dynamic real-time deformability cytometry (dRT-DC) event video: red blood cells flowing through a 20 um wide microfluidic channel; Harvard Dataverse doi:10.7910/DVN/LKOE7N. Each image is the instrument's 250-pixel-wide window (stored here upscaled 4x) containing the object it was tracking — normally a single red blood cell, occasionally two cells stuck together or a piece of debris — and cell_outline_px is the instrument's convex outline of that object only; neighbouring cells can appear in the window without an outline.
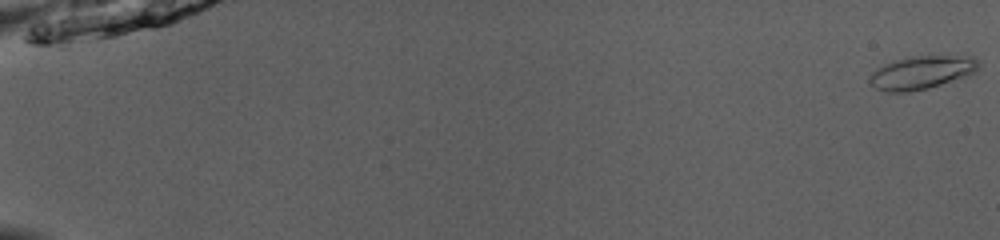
{"species": "common noctule bat (a hibernating species)", "species_latin": "Nyctalus noctula", "temperature_condition": "room temperature", "stored_images_in_passage": 53, "camera_frame_rate_fps": 3000, "um_per_image_px": 0.085, "animal": {"sex": "male", "body_mass_g": 13.0, "forearm_length_mm": 53.1}, "frame": {"image": 1, "passage_image": 1, "time_ms": 0.0, "image_size_px": [1000, 240], "cell_outline_px": [[980, 68], [976, 72], [928, 88], [908, 92], [888, 92], [876, 88], [868, 80], [872, 72], [876, 68], [892, 60], [908, 56], [976, 56], [980, 60]], "centroid_in_image_um": [78.35, 6.14], "position_along_channel_um": 6.7, "area_um2": 21.21}}
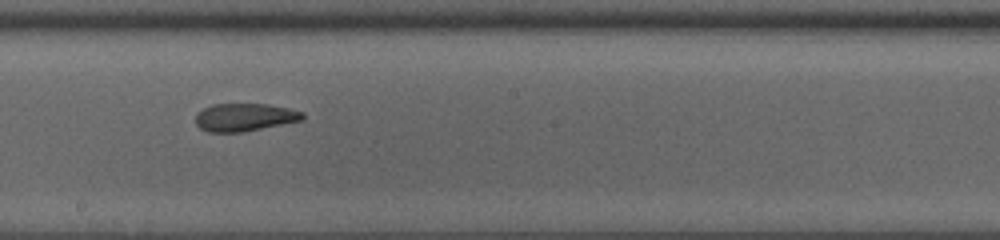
{"frame": {"image": 2, "passage_image": 32, "time_ms": 10.333, "image_size_px": [1000, 240], "cell_outline_px": [[304, 120], [244, 132], [208, 132], [200, 128], [196, 124], [196, 112], [212, 104], [268, 104], [288, 108], [304, 112]], "centroid_in_image_um": [20.8, 9.97], "position_along_channel_um": 227.4, "area_um2": 17.51}}
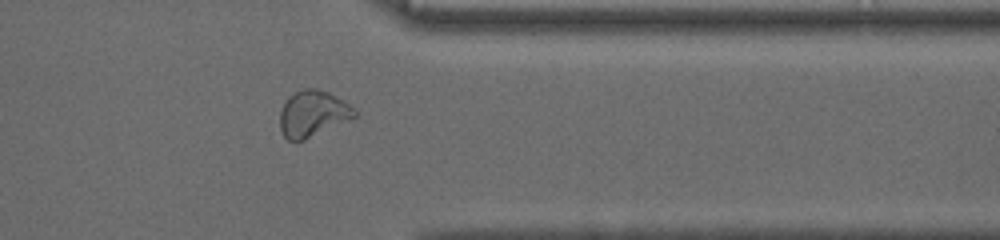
{"frame": {"image": 3, "passage_image": 44, "time_ms": 14.333, "image_size_px": [1000, 240], "cell_outline_px": [[356, 116], [304, 140], [288, 140], [284, 136], [280, 128], [280, 112], [288, 96], [304, 88], [316, 88], [328, 92], [348, 104], [356, 112]], "centroid_in_image_um": [26.54, 9.65], "position_along_channel_um": 384.9, "area_um2": 19.59}, "authors_computed_cell_mechanics": {"area_um2": 19.074, "velocity_mm_per_s": 4.0032, "shape_relaxation_time_tau1_ms": null, "shape_relaxation_time_tau2_ms": 1.6998, "deformation_change_tau1": null, "deformation_change_tau2": 0.0845}}